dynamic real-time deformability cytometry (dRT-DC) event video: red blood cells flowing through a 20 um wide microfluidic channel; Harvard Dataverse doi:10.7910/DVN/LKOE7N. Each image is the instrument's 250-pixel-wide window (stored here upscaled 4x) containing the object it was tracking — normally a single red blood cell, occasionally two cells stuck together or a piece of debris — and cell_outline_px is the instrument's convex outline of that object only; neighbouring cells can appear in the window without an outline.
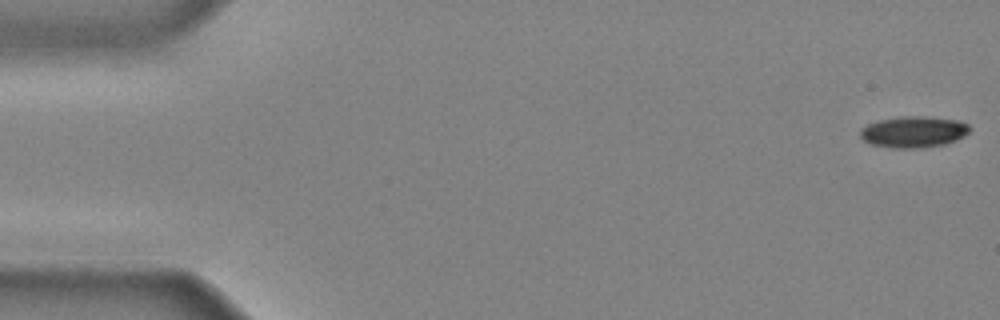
{"species": "common noctule bat (a hibernating species)", "species_latin": "Nyctalus noctula", "temperature_condition": "cold", "stored_images_in_passage": 41, "camera_frame_rate_fps": 3000, "um_per_image_px": 0.085, "animal": {"sex": "male", "body_mass_g": 20.4}, "frame": {"image": 1, "passage_image": 1, "time_ms": 0.0, "image_size_px": [1000, 320], "cell_outline_px": [[972, 128], [968, 132], [956, 140], [944, 144], [924, 148], [892, 148], [872, 144], [864, 140], [860, 136], [860, 128], [868, 124], [880, 120], [900, 116], [924, 116], [960, 120], [968, 124]], "centroid_in_image_um": [77.67, 11.2], "position_along_channel_um": 7.3, "area_um2": 20.06}}
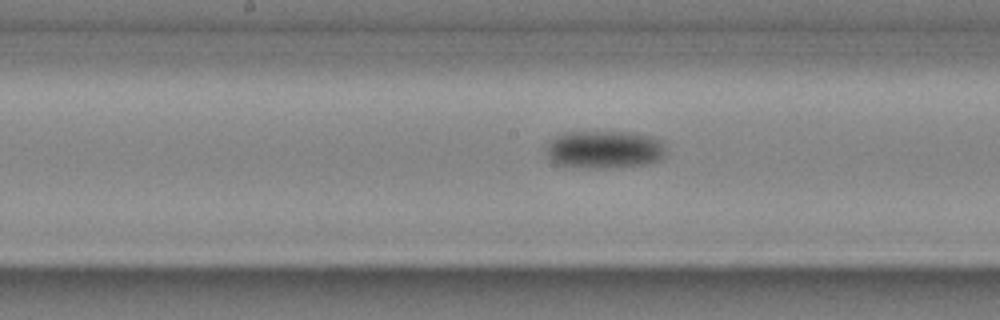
{"frame": {"image": 2, "passage_image": 23, "time_ms": 7.333, "image_size_px": [1000, 320], "cell_outline_px": [[664, 156], [660, 160], [648, 164], [608, 168], [584, 168], [556, 164], [544, 152], [544, 148], [548, 140], [564, 132], [628, 132], [652, 136], [660, 140], [664, 152]], "centroid_in_image_um": [51.31, 12.71], "position_along_channel_um": 196.9, "area_um2": 26.65}}
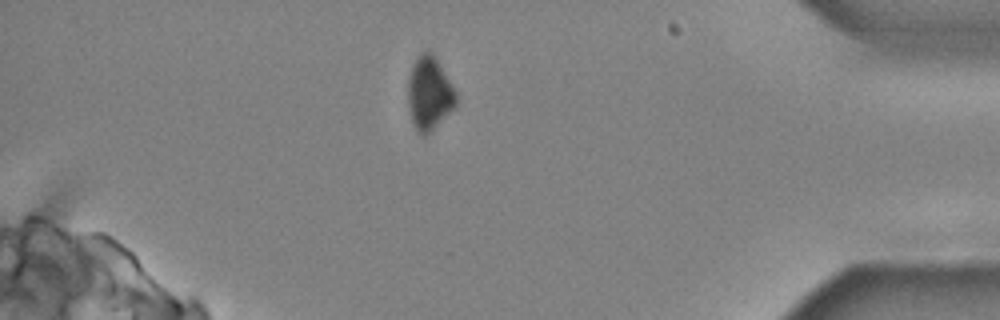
{"frame": {"image": 3, "passage_image": 39, "time_ms": 12.667, "image_size_px": [1000, 320], "cell_outline_px": [[460, 100], [456, 108], [424, 136], [420, 136], [412, 120], [408, 104], [408, 80], [412, 64], [420, 52], [428, 48], [432, 52], [452, 84]], "centroid_in_image_um": [36.52, 7.91], "position_along_channel_um": 398.7, "area_um2": 20.87}}